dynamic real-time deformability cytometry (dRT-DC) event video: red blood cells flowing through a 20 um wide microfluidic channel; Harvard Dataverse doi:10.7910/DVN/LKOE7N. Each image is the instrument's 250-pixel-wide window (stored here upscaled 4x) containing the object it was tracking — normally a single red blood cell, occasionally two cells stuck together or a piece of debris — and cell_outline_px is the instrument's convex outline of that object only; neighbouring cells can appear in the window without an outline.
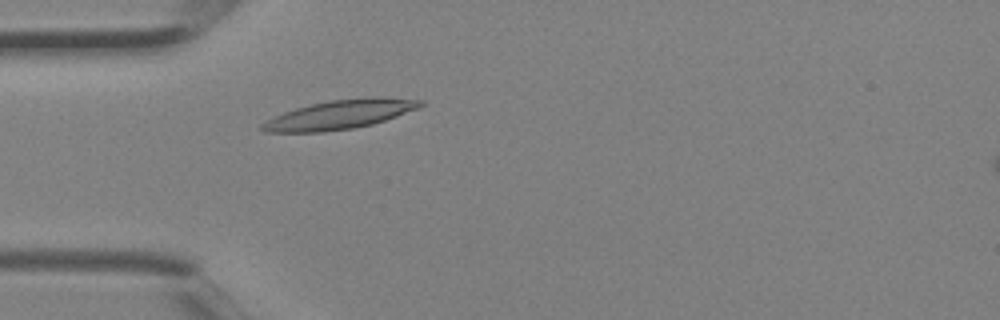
{"species": "Egyptian fruit bat (a non-hibernating species)", "species_latin": "Rousettus aegyptiacus", "temperature_condition": "room temperature", "stored_images_in_passage": 4, "camera_frame_rate_fps": 3000, "um_per_image_px": 0.085, "animal": {"sex": "female"}, "frame": {"image": 1, "passage_image": 4, "time_ms": 1.0, "image_size_px": [1000, 320], "cell_outline_px": [[424, 104], [420, 108], [372, 124], [356, 128], [324, 132], [264, 132], [260, 128], [260, 124], [284, 112], [296, 108], [328, 100], [368, 96], [384, 96], [424, 100]], "centroid_in_image_um": [28.95, 9.72], "position_along_channel_um": 56.1, "area_um2": 27.11}}